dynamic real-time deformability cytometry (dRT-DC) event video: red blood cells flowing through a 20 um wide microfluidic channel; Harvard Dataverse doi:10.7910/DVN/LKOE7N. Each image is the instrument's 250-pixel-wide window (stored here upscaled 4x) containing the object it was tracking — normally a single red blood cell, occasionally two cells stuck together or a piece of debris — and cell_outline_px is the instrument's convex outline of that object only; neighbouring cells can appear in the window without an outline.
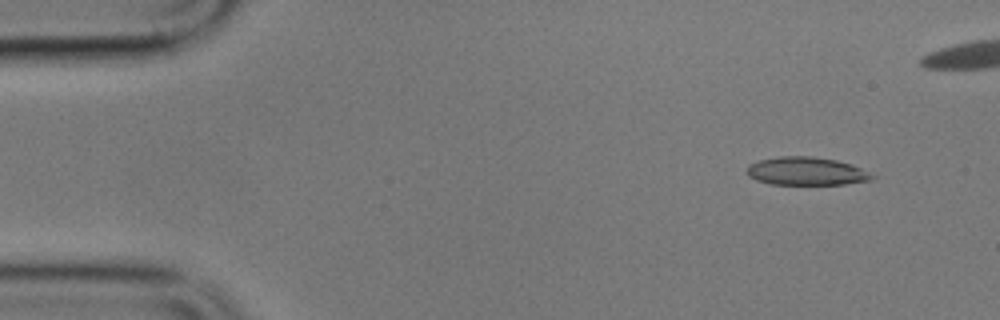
{"species": "common noctule bat (a hibernating species)", "species_latin": "Nyctalus noctula", "temperature_condition": "cold", "stored_images_in_passage": 5, "camera_frame_rate_fps": 3000, "um_per_image_px": 0.085, "animal": {"sex": "male", "body_mass_g": 17.9}, "frame": {"image": 1, "passage_image": 2, "time_ms": 1.0, "image_size_px": [1000, 320], "cell_outline_px": [[876, 176], [872, 180], [844, 184], [772, 184], [756, 180], [748, 176], [744, 172], [748, 164], [760, 160], [780, 156], [812, 156], [836, 160], [852, 164]], "centroid_in_image_um": [68.5, 14.55], "position_along_channel_um": 16.5, "area_um2": 20.63}}